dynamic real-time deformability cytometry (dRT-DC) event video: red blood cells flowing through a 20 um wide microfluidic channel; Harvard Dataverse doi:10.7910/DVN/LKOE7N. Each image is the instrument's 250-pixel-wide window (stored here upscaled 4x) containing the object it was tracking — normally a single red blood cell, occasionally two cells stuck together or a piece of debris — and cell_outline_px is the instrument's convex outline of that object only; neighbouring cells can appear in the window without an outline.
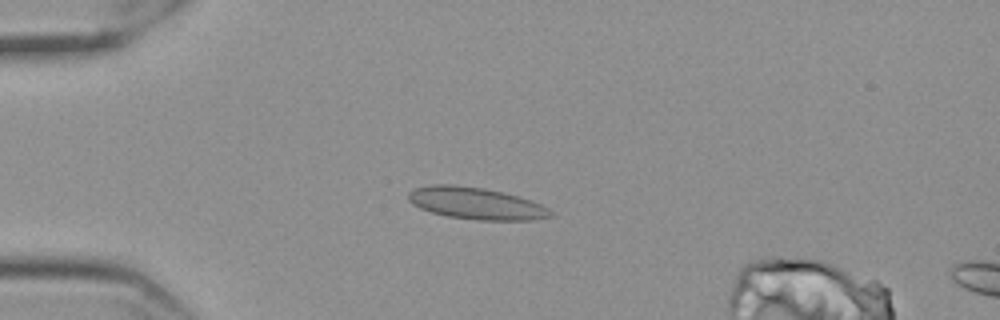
{"species": "Egyptian fruit bat (a non-hibernating species)", "species_latin": "Rousettus aegyptiacus", "temperature_condition": "cold", "stored_images_in_passage": 51, "camera_frame_rate_fps": 3000, "um_per_image_px": 0.085, "frame": {"image": 1, "passage_image": 15, "time_ms": 4.667, "image_size_px": [1000, 320], "cell_outline_px": [[552, 216], [532, 220], [480, 220], [448, 216], [432, 212], [420, 208], [412, 204], [408, 200], [408, 192], [416, 188], [432, 184], [452, 184], [484, 188], [504, 192], [532, 200], [548, 208], [552, 212]], "centroid_in_image_um": [40.46, 17.27], "position_along_channel_um": 44.5, "area_um2": 26.41}}
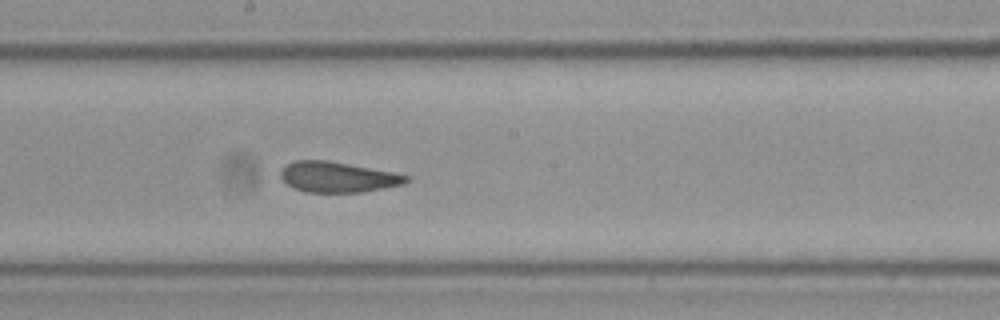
{"frame": {"image": 2, "passage_image": 32, "time_ms": 10.333, "image_size_px": [1000, 320], "cell_outline_px": [[412, 180], [404, 184], [364, 192], [304, 192], [288, 184], [280, 176], [280, 168], [284, 164], [296, 160], [328, 160], [392, 172], [408, 176]], "centroid_in_image_um": [28.69, 15.04], "position_along_channel_um": 219.5, "area_um2": 22.37}}
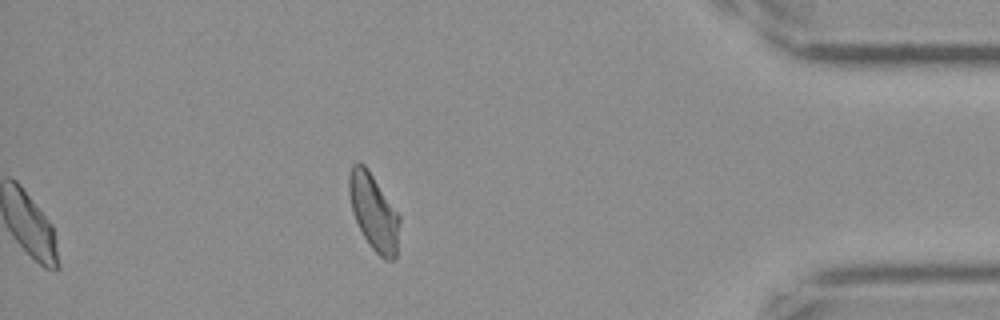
{"frame": {"image": 3, "passage_image": 51, "time_ms": 16.667, "image_size_px": [1000, 320], "cell_outline_px": [[400, 220], [396, 260], [384, 260], [372, 248], [364, 236], [352, 212], [348, 192], [348, 176], [352, 164], [360, 160], [368, 168], [400, 216]], "centroid_in_image_um": [31.76, 18.0], "position_along_channel_um": 403.4, "area_um2": 22.6}, "authors_computed_cell_mechanics": {"area_um2": 23.3512, "velocity_mm_per_s": 3.5161, "shape_relaxation_time_tau1_ms": 7.9939, "shape_relaxation_time_tau2_ms": 1.0192, "deformation_change_tau1": 0.1465, "deformation_change_tau2": 0.0654}}